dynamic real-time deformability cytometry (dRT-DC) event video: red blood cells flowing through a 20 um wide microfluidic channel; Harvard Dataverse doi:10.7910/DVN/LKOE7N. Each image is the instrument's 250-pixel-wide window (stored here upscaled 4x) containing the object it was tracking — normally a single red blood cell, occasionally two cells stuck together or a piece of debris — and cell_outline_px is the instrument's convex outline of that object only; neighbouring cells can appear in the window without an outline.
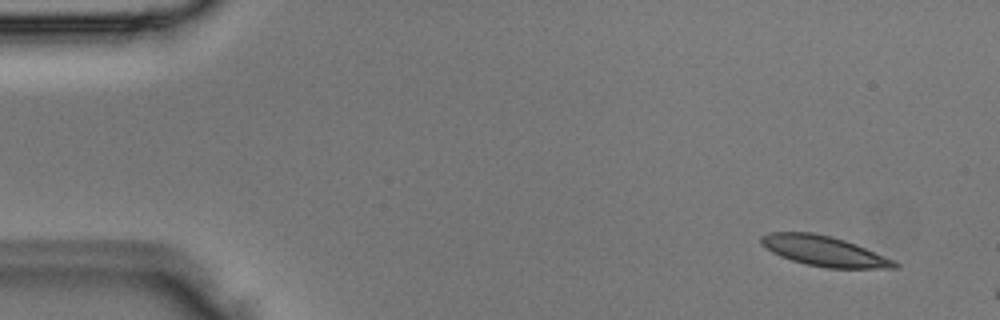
{"species": "Egyptian fruit bat (a non-hibernating species)", "species_latin": "Rousettus aegyptiacus", "temperature_condition": "room temperature", "stored_images_in_passage": 3, "camera_frame_rate_fps": 3000, "um_per_image_px": 0.085, "animal": {"sex": "male"}, "frame": {"image": 1, "passage_image": 1, "time_ms": 0.0, "image_size_px": [1000, 320], "cell_outline_px": [[900, 268], [828, 268], [808, 264], [792, 260], [780, 256], [772, 252], [760, 244], [760, 236], [768, 232], [812, 232], [832, 236], [856, 244], [896, 260], [900, 264]], "centroid_in_image_um": [70.07, 21.33], "position_along_channel_um": 14.9, "area_um2": 23.58}}